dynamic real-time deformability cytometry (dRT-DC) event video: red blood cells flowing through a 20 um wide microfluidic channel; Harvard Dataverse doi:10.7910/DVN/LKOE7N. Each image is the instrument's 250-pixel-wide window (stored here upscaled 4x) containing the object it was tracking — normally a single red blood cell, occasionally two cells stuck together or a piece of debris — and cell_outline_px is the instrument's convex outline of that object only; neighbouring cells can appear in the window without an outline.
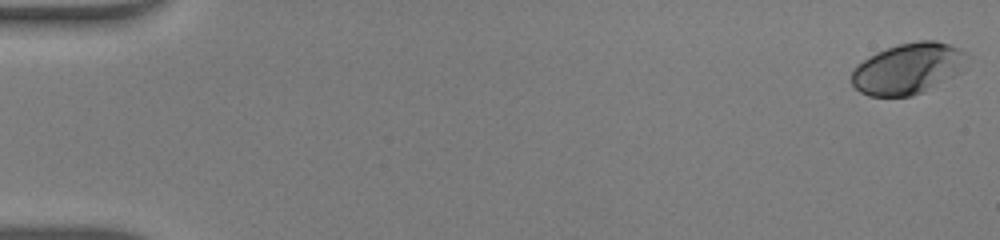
{"species": "human", "species_latin": "Homo sapiens", "temperature_condition": "warm", "stored_images_in_passage": 49, "camera_frame_rate_fps": 3000, "um_per_image_px": 0.085, "donor": {"sex": "male"}, "frame": {"image": 1, "passage_image": 1, "time_ms": 0.0, "image_size_px": [1000, 240], "cell_outline_px": [[972, 56], [960, 72], [924, 92], [912, 96], [868, 96], [860, 92], [852, 84], [852, 68], [856, 64], [876, 52], [900, 44], [920, 40], [936, 40], [960, 48], [968, 52]], "centroid_in_image_um": [77.22, 5.82], "position_along_channel_um": 7.8, "area_um2": 34.68}}
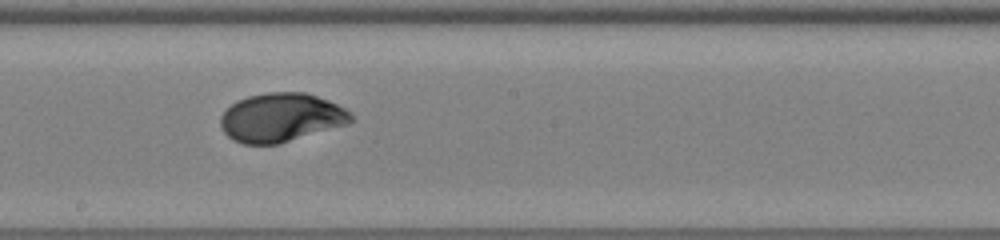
{"frame": {"image": 2, "passage_image": 28, "time_ms": 9.0, "image_size_px": [1000, 240], "cell_outline_px": [[352, 120], [348, 124], [280, 144], [244, 144], [232, 140], [224, 132], [220, 124], [220, 116], [236, 100], [248, 96], [268, 92], [304, 92], [328, 100], [352, 112]], "centroid_in_image_um": [23.89, 10.0], "position_along_channel_um": 224.3, "area_um2": 37.17}}
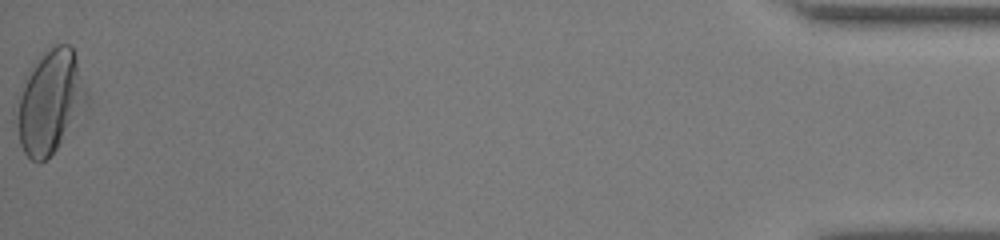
{"frame": {"image": 3, "passage_image": 49, "time_ms": 16.0, "image_size_px": [1000, 240], "cell_outline_px": [[88, 108], [56, 148], [40, 164], [32, 160], [24, 152], [20, 144], [12, 112], [12, 108], [32, 68], [56, 44], [72, 44], [88, 92]], "centroid_in_image_um": [4.26, 8.71], "position_along_channel_um": 430.9, "area_um2": 42.31}, "authors_computed_cell_mechanics": {"area_um2": 36.6452, "velocity_mm_per_s": 4.3187, "shape_relaxation_time_tau1_ms": 3.2912, "shape_relaxation_time_tau2_ms": null, "deformation_change_tau1": 0.1885, "deformation_change_tau2": null}}